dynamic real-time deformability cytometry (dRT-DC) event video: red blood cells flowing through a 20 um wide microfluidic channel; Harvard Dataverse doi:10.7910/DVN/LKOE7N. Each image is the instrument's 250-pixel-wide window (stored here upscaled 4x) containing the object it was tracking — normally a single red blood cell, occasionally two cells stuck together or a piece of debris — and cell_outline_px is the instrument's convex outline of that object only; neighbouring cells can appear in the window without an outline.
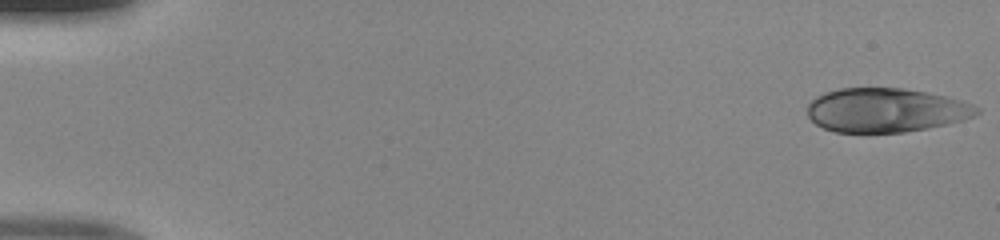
{"species": "human", "species_latin": "Homo sapiens", "temperature_condition": "room temperature", "stored_images_in_passage": 48, "camera_frame_rate_fps": 3000, "um_per_image_px": 0.085, "donor": {"sex": "male"}, "frame": {"image": 1, "passage_image": 1, "time_ms": 0.0, "image_size_px": [1000, 240], "cell_outline_px": [[980, 112], [964, 120], [904, 132], [836, 132], [824, 128], [816, 124], [808, 116], [808, 104], [816, 96], [824, 92], [840, 88], [904, 88], [944, 96], [972, 104], [980, 108]], "centroid_in_image_um": [75.26, 9.36], "position_along_channel_um": 9.7, "area_um2": 43.12}}
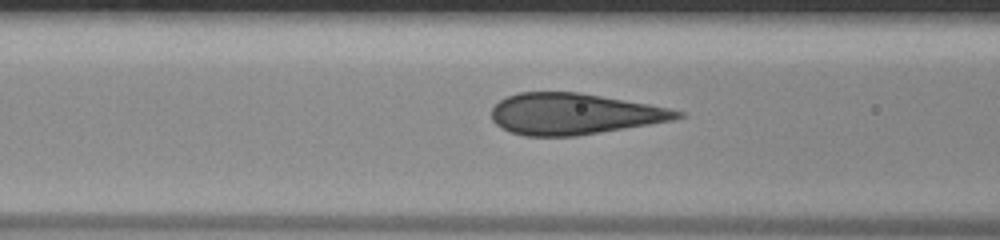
{"frame": {"image": 2, "passage_image": 20, "time_ms": 6.333, "image_size_px": [1000, 240], "cell_outline_px": [[684, 116], [672, 120], [576, 136], [524, 136], [500, 128], [492, 120], [492, 108], [500, 100], [508, 96], [520, 92], [580, 92], [648, 104], [668, 108], [684, 112]], "centroid_in_image_um": [48.75, 9.68], "position_along_channel_um": 117.8, "area_um2": 44.27}}
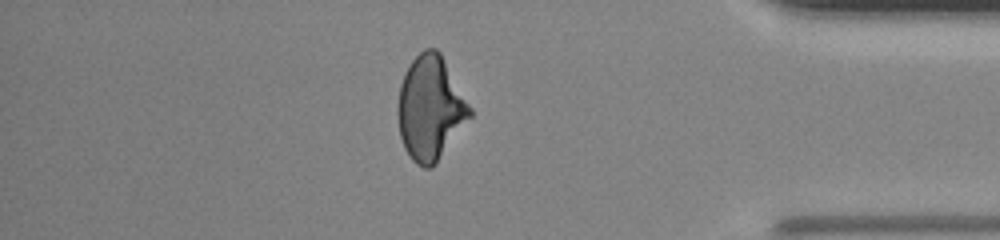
{"frame": {"image": 3, "passage_image": 42, "time_ms": 13.667, "image_size_px": [1000, 240], "cell_outline_px": [[472, 116], [436, 164], [432, 168], [424, 168], [416, 164], [412, 160], [404, 148], [400, 136], [396, 112], [396, 108], [400, 84], [404, 72], [412, 60], [424, 48], [436, 48], [440, 52], [472, 108]], "centroid_in_image_um": [36.56, 9.21], "position_along_channel_um": 398.6, "area_um2": 44.16}}